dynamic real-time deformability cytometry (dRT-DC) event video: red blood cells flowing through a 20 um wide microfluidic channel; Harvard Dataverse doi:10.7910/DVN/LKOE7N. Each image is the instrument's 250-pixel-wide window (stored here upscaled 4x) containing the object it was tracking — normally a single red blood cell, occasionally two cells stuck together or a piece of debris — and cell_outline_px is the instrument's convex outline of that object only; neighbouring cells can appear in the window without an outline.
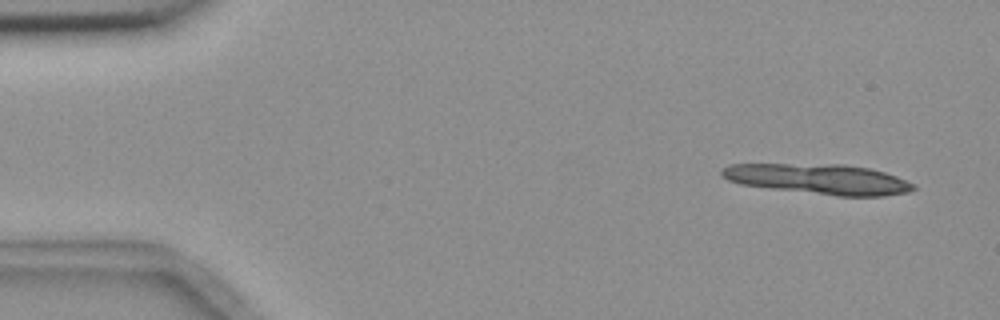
{"species": "common noctule bat (a hibernating species)", "species_latin": "Nyctalus noctula", "temperature_condition": "room temperature", "stored_images_in_passage": 4, "camera_frame_rate_fps": 3000, "um_per_image_px": 0.085, "animal": {"sex": "female", "body_mass_g": 18.4}, "frame": {"image": 1, "passage_image": 1, "time_ms": 0.0, "image_size_px": [1000, 320], "cell_outline_px": [[916, 188], [908, 192], [884, 196], [836, 196], [740, 184], [728, 180], [720, 176], [720, 172], [728, 164], [844, 164], [868, 168], [884, 172], [896, 176], [916, 184]], "centroid_in_image_um": [69.6, 15.22], "position_along_channel_um": 15.4, "area_um2": 33.76}}